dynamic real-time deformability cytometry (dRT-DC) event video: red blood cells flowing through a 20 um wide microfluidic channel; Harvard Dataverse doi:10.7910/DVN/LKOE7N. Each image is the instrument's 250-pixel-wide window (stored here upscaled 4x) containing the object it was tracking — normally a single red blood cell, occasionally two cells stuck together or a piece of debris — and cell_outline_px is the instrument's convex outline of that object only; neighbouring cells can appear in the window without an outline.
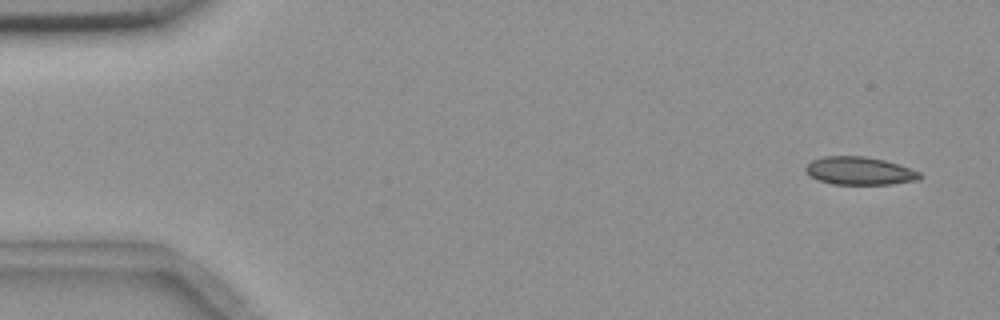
{"species": "common noctule bat (a hibernating species)", "species_latin": "Nyctalus noctula", "temperature_condition": "room temperature", "stored_images_in_passage": 4, "segment_of_instrument_passage": [2, 2], "camera_frame_rate_fps": 3000, "um_per_image_px": 0.085, "animal": {"sex": "female", "body_mass_g": 18.4}, "frame": {"image": 1, "passage_image": 4, "time_ms": 4.667, "image_size_px": [1000, 320], "cell_outline_px": [[924, 176], [920, 180], [892, 184], [832, 184], [820, 180], [812, 176], [804, 168], [812, 160], [824, 156], [864, 156], [884, 160], [920, 172]], "centroid_in_image_um": [73.1, 14.53], "position_along_channel_um": 11.9, "area_um2": 18.44}}